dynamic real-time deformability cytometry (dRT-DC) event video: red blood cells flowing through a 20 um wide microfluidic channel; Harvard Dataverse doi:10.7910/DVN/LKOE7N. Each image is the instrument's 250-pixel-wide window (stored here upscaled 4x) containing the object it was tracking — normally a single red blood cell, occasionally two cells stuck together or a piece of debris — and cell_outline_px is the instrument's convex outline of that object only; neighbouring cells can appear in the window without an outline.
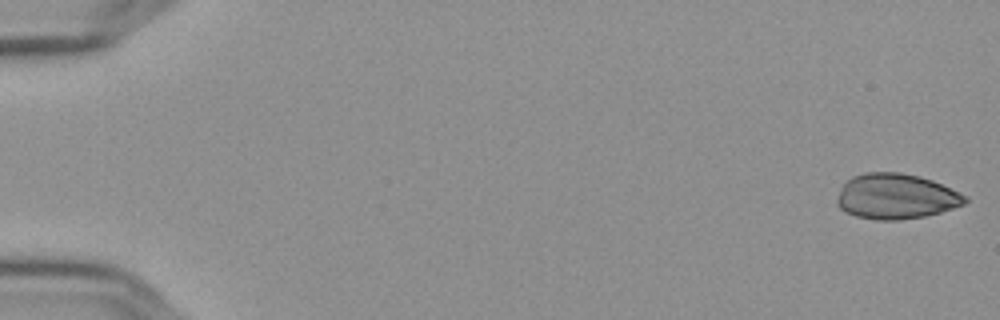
{"species": "Egyptian fruit bat (a non-hibernating species)", "species_latin": "Rousettus aegyptiacus", "temperature_condition": "cold", "stored_images_in_passage": 56, "camera_frame_rate_fps": 3000, "um_per_image_px": 0.085, "frame": {"image": 1, "passage_image": 1, "time_ms": 0.0, "image_size_px": [1000, 320], "cell_outline_px": [[968, 200], [964, 204], [940, 212], [924, 216], [900, 220], [876, 220], [856, 216], [844, 212], [836, 204], [836, 200], [840, 188], [844, 180], [852, 176], [864, 172], [900, 172], [920, 176], [932, 180], [968, 196]], "centroid_in_image_um": [76.11, 16.68], "position_along_channel_um": 8.9, "area_um2": 34.16}}
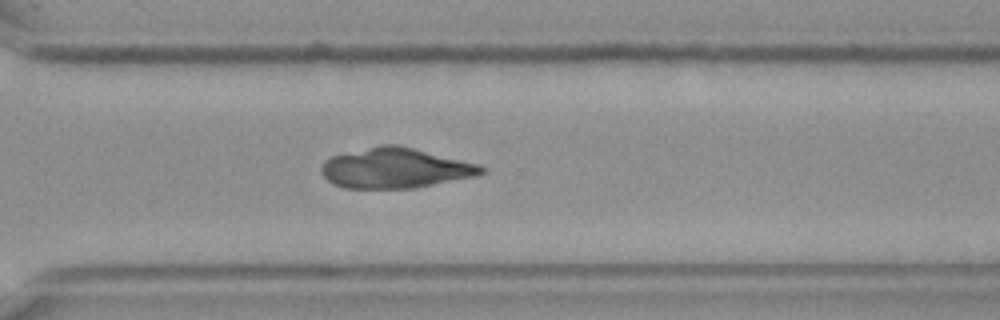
{"frame": {"image": 2, "passage_image": 41, "time_ms": 13.333, "image_size_px": [1000, 320], "cell_outline_px": [[488, 168], [484, 172], [476, 176], [412, 188], [344, 188], [332, 184], [320, 172], [320, 168], [324, 160], [332, 156], [380, 144], [400, 144], [480, 164]], "centroid_in_image_um": [33.61, 14.27], "position_along_channel_um": 337.0, "area_um2": 37.74}}
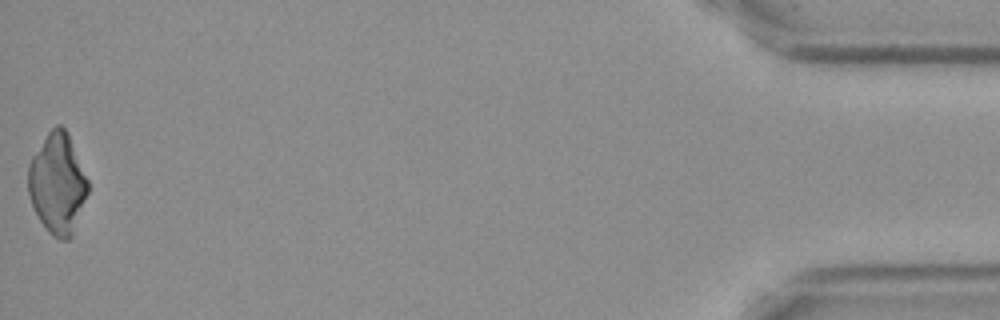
{"frame": {"image": 3, "passage_image": 56, "time_ms": 18.333, "image_size_px": [1000, 320], "cell_outline_px": [[88, 192], [72, 236], [68, 240], [60, 240], [52, 236], [48, 232], [40, 220], [32, 204], [28, 192], [28, 164], [32, 156], [48, 132], [56, 124], [60, 124], [68, 132], [88, 180]], "centroid_in_image_um": [4.88, 15.6], "position_along_channel_um": 430.3, "area_um2": 34.85}}